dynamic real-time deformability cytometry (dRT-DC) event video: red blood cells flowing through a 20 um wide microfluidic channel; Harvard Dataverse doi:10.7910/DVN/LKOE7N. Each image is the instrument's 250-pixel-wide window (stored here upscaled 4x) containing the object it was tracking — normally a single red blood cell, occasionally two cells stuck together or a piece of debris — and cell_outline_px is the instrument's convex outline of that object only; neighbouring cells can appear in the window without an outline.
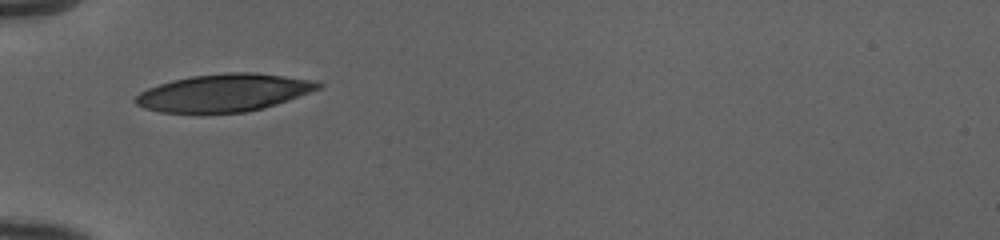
{"species": "human", "species_latin": "Homo sapiens", "temperature_condition": "cold", "stored_images_in_passage": 21, "camera_frame_rate_fps": 3000, "um_per_image_px": 0.085, "donor": {"sex": "female"}, "frame": {"image": 1, "passage_image": 1, "time_ms": 0.0, "image_size_px": [1000, 240], "cell_outline_px": [[320, 88], [276, 104], [244, 112], [160, 112], [144, 108], [136, 104], [132, 100], [140, 92], [148, 88], [172, 80], [192, 76], [232, 72], [248, 72], [284, 76], [308, 80], [320, 84]], "centroid_in_image_um": [18.95, 7.88], "position_along_channel_um": 66.1, "area_um2": 39.07}}
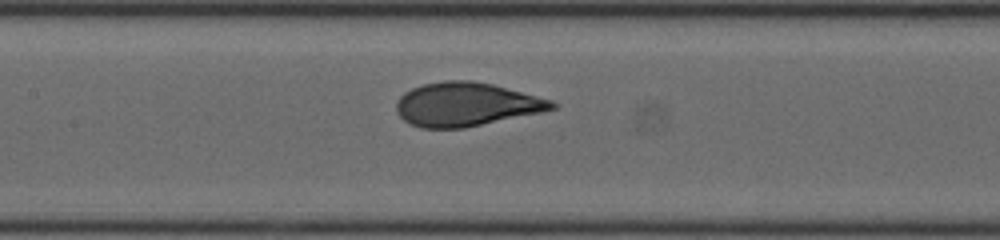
{"frame": {"image": 2, "passage_image": 9, "time_ms": 2.667, "image_size_px": [1000, 240], "cell_outline_px": [[556, 108], [540, 112], [464, 128], [424, 128], [412, 124], [404, 120], [396, 112], [396, 104], [400, 96], [404, 92], [412, 88], [424, 84], [448, 80], [468, 80], [492, 84], [552, 100], [556, 104]], "centroid_in_image_um": [39.59, 8.87], "position_along_channel_um": 167.8, "area_um2": 39.19}}
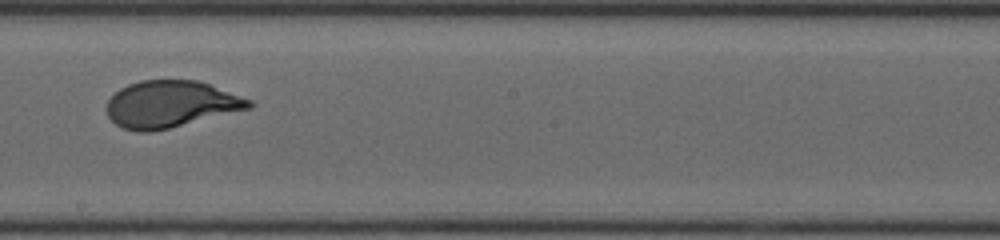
{"frame": {"image": 3, "passage_image": 14, "time_ms": 4.333, "image_size_px": [1000, 240], "cell_outline_px": [[252, 108], [168, 128], [148, 132], [140, 132], [124, 128], [116, 124], [108, 116], [108, 100], [120, 88], [128, 84], [140, 80], [196, 80], [208, 84], [252, 100]], "centroid_in_image_um": [14.5, 8.85], "position_along_channel_um": 233.7, "area_um2": 38.32}}